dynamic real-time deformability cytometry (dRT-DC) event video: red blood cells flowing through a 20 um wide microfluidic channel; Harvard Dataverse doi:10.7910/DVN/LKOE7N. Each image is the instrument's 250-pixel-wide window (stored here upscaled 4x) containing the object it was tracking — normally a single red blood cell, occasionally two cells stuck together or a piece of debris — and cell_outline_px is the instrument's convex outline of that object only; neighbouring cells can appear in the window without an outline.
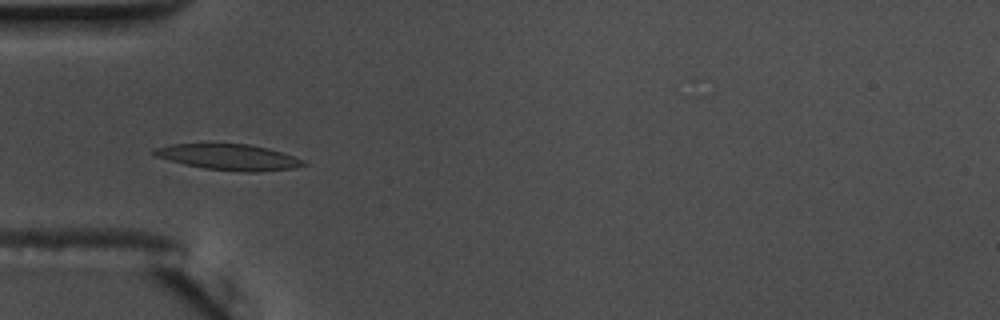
{"species": "common noctule bat (a hibernating species)", "species_latin": "Nyctalus noctula", "temperature_condition": "warm", "stored_images_in_passage": 41, "camera_frame_rate_fps": 3000, "um_per_image_px": 0.085, "animal": {"sex": "male", "body_mass_g": 17.5, "forearm_length_mm": 52.3}, "frame": {"image": 1, "passage_image": 2, "time_ms": 0.333, "image_size_px": [1000, 320], "cell_outline_px": [[308, 164], [296, 168], [256, 172], [244, 172], [204, 168], [184, 164], [168, 160], [156, 156], [152, 152], [156, 148], [172, 144], [248, 144], [268, 148], [304, 160]], "centroid_in_image_um": [19.48, 13.36], "position_along_channel_um": 65.5, "area_um2": 22.31}}
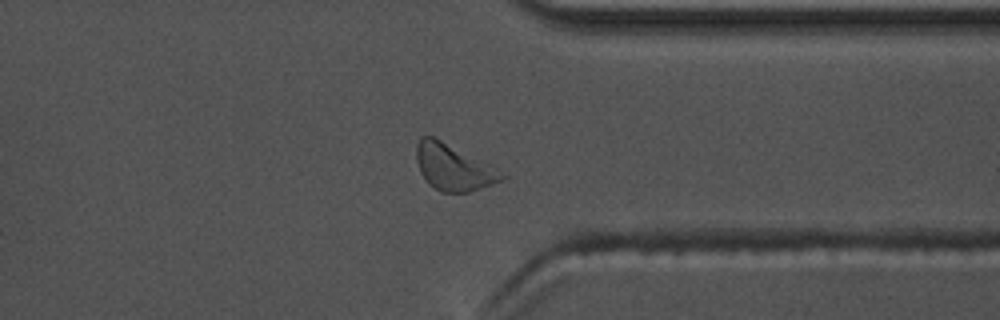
{"frame": {"image": 2, "passage_image": 28, "time_ms": 9.0, "image_size_px": [1000, 320], "cell_outline_px": [[508, 176], [504, 180], [468, 192], [440, 192], [420, 172], [416, 160], [416, 144], [420, 136], [432, 136], [500, 168]], "centroid_in_image_um": [38.59, 14.21], "position_along_channel_um": 372.8, "area_um2": 23.0}}
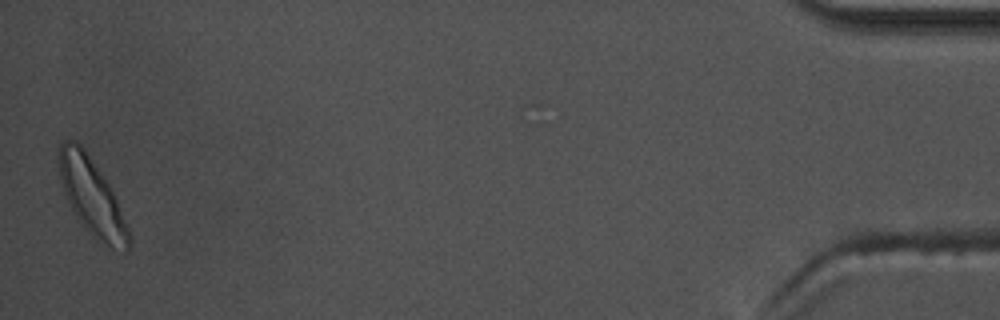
{"frame": {"image": 3, "passage_image": 40, "time_ms": 13.0, "image_size_px": [1000, 320], "cell_outline_px": [[132, 240], [128, 248], [124, 252], [112, 248], [96, 240], [84, 228], [76, 216], [64, 192], [60, 176], [56, 152], [60, 144], [68, 140], [72, 140], [80, 144], [84, 148], [112, 188], [128, 228]], "centroid_in_image_um": [7.81, 16.74], "position_along_channel_um": 427.4, "area_um2": 31.27}, "authors_computed_cell_mechanics": {"area_um2": 21.7906, "velocity_mm_per_s": 3.5865, "shape_relaxation_time_tau1_ms": 1.8976, "shape_relaxation_time_tau2_ms": 2.4693, "deformation_change_tau1": 0.1153, "deformation_change_tau2": 0.0819}}